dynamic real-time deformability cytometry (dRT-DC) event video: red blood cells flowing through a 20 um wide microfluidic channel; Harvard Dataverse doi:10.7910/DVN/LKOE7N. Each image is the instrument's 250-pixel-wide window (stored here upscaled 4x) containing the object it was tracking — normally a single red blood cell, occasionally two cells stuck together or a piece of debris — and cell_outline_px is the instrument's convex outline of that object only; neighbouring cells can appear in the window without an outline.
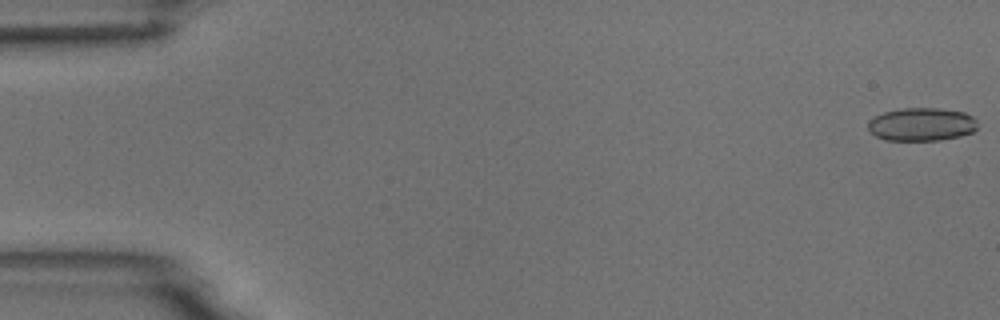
{"species": "common noctule bat (a hibernating species)", "species_latin": "Nyctalus noctula", "temperature_condition": "room temperature", "stored_images_in_passage": 5, "segment_of_instrument_passage": [2, 2], "camera_frame_rate_fps": 3000, "um_per_image_px": 0.085, "animal": {"sex": "male", "body_mass_g": 18.8}, "frame": {"image": 1, "passage_image": 5, "time_ms": 4.667, "image_size_px": [1000, 320], "cell_outline_px": [[976, 128], [972, 132], [960, 136], [940, 140], [884, 140], [876, 136], [868, 128], [868, 120], [884, 112], [900, 108], [940, 108], [964, 112], [972, 116], [976, 120]], "centroid_in_image_um": [78.33, 10.56], "position_along_channel_um": 6.7, "area_um2": 21.15}}